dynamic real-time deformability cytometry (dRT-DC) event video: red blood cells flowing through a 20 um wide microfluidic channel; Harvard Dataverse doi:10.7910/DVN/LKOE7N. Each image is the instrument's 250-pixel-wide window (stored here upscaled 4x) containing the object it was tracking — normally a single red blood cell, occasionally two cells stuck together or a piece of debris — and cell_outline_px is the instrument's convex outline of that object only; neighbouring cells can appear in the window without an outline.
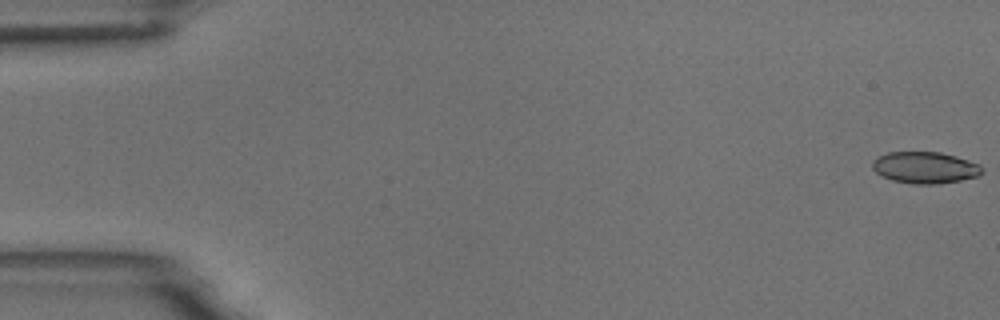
{"species": "common noctule bat (a hibernating species)", "species_latin": "Nyctalus noctula", "temperature_condition": "room temperature", "stored_images_in_passage": 4, "camera_frame_rate_fps": 3000, "um_per_image_px": 0.085, "animal": {"sex": "male", "body_mass_g": 18.8}, "frame": {"image": 1, "passage_image": 1, "time_ms": 0.0, "image_size_px": [1000, 320], "cell_outline_px": [[984, 172], [980, 176], [940, 184], [916, 184], [892, 180], [876, 172], [872, 168], [872, 160], [888, 152], [940, 152], [956, 156], [980, 164], [984, 168]], "centroid_in_image_um": [78.68, 14.24], "position_along_channel_um": 6.3, "area_um2": 20.29}}